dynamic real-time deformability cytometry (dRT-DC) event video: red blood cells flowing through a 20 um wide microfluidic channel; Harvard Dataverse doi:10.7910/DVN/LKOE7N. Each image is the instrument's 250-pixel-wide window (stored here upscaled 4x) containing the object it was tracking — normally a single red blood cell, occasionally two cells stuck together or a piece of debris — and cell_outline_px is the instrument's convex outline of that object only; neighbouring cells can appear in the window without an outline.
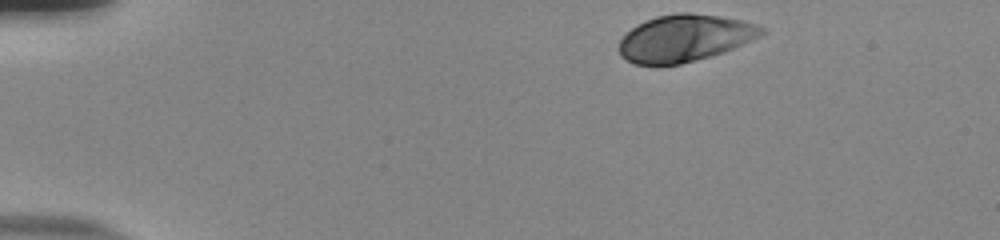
{"species": "human", "species_latin": "Homo sapiens", "temperature_condition": "room temperature", "stored_images_in_passage": 46, "camera_frame_rate_fps": 3000, "um_per_image_px": 0.085, "donor": {"sex": "male"}, "frame": {"image": 1, "passage_image": 1, "time_ms": 0.0, "image_size_px": [1000, 240], "cell_outline_px": [[768, 28], [760, 36], [752, 40], [724, 52], [680, 64], [656, 68], [632, 64], [620, 56], [620, 40], [636, 24], [644, 20], [656, 16], [676, 12], [688, 12], [720, 16], [744, 20]], "centroid_in_image_um": [58.17, 3.26], "position_along_channel_um": 26.8, "area_um2": 39.77}}
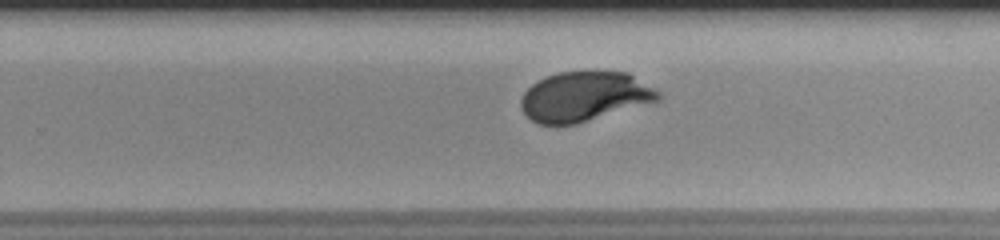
{"frame": {"image": 2, "passage_image": 28, "time_ms": 9.0, "image_size_px": [1000, 240], "cell_outline_px": [[660, 100], [576, 124], [536, 124], [520, 108], [520, 100], [524, 92], [532, 84], [548, 76], [560, 72], [628, 72], [660, 92]], "centroid_in_image_um": [49.67, 8.21], "position_along_channel_um": 280.1, "area_um2": 39.36}}
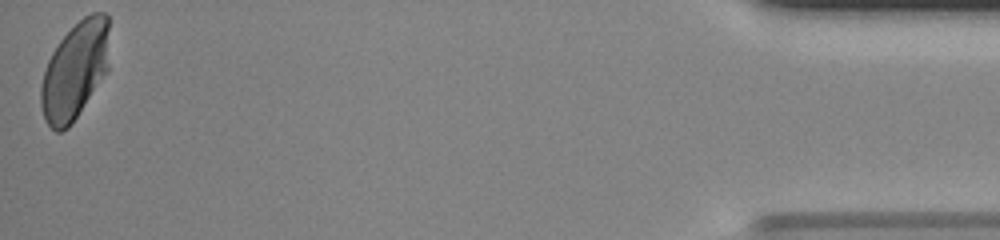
{"frame": {"image": 3, "passage_image": 46, "time_ms": 15.0, "image_size_px": [1000, 240], "cell_outline_px": [[108, 68], [72, 124], [68, 128], [60, 132], [56, 132], [44, 120], [40, 104], [40, 84], [48, 60], [52, 52], [60, 40], [84, 16], [92, 12], [104, 12], [108, 16]], "centroid_in_image_um": [6.34, 6.01], "position_along_channel_um": 428.9, "area_um2": 38.55}, "authors_computed_cell_mechanics": {"area_um2": 39.882, "velocity_mm_per_s": 3.8215, "shape_relaxation_time_tau1_ms": 3.1262, "shape_relaxation_time_tau2_ms": null, "deformation_change_tau1": 0.1493, "deformation_change_tau2": null}}